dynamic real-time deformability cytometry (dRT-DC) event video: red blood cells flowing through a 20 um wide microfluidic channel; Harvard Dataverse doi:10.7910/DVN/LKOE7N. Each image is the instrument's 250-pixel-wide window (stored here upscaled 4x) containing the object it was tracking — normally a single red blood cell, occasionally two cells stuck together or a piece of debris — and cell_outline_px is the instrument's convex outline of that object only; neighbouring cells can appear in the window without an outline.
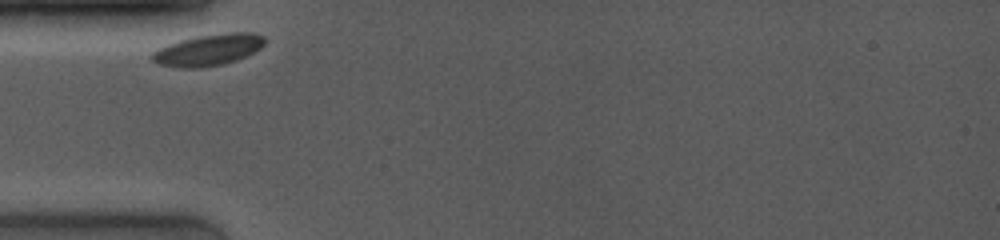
{"species": "common noctule bat (a hibernating species)", "species_latin": "Nyctalus noctula", "temperature_condition": "room temperature", "stored_images_in_passage": 47, "camera_frame_rate_fps": 4000, "um_per_image_px": 0.085, "animal": {"sex": "female", "body_mass_g": 19.0, "forearm_length_mm": 53.3}, "frame": {"image": 1, "passage_image": 1, "time_ms": 0.0, "image_size_px": [1000, 240], "cell_outline_px": [[264, 44], [260, 48], [236, 60], [224, 64], [200, 68], [180, 68], [160, 64], [152, 60], [152, 52], [168, 44], [180, 40], [196, 36], [228, 32], [252, 32], [264, 36]], "centroid_in_image_um": [17.7, 4.24], "position_along_channel_um": 67.3, "area_um2": 20.52}}
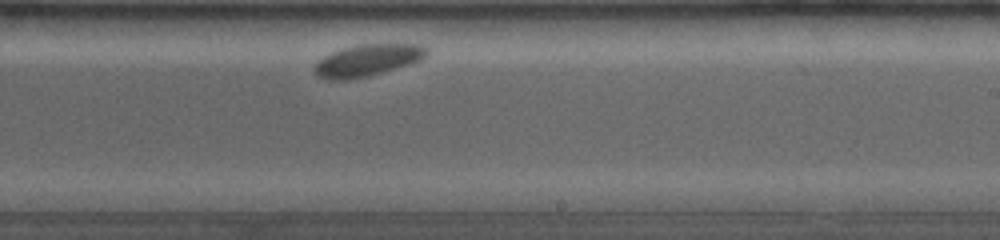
{"frame": {"image": 2, "passage_image": 28, "time_ms": 5.5, "image_size_px": [1000, 240], "cell_outline_px": [[428, 52], [420, 60], [408, 64], [368, 76], [348, 80], [328, 80], [316, 76], [312, 72], [312, 68], [324, 56], [332, 52], [344, 48], [360, 44], [420, 44], [428, 48]], "centroid_in_image_um": [31.18, 5.13], "position_along_channel_um": 257.8, "area_um2": 20.69}}
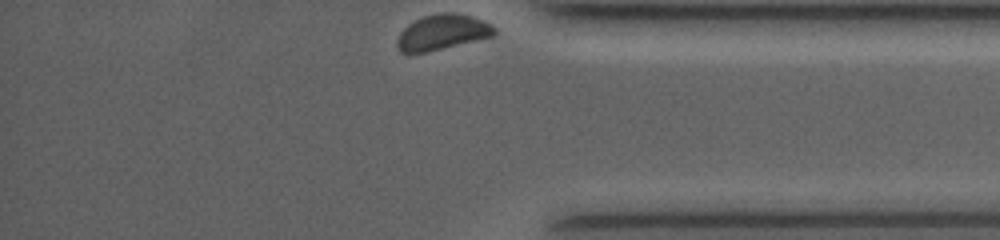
{"frame": {"image": 3, "passage_image": 47, "time_ms": 9.5, "image_size_px": [1000, 240], "cell_outline_px": [[496, 36], [424, 52], [400, 52], [396, 44], [396, 40], [400, 32], [408, 24], [424, 16], [444, 12], [456, 12], [472, 16], [484, 20], [492, 24], [496, 28]], "centroid_in_image_um": [37.65, 2.72], "position_along_channel_um": 397.6, "area_um2": 20.06}, "authors_computed_cell_mechanics": {"area_um2": 20.808, "velocity_mm_per_s": 3.4924, "shape_relaxation_time_tau1_ms": 1.6567, "shape_relaxation_time_tau2_ms": null, "deformation_change_tau1": 0.0469, "deformation_change_tau2": null}}